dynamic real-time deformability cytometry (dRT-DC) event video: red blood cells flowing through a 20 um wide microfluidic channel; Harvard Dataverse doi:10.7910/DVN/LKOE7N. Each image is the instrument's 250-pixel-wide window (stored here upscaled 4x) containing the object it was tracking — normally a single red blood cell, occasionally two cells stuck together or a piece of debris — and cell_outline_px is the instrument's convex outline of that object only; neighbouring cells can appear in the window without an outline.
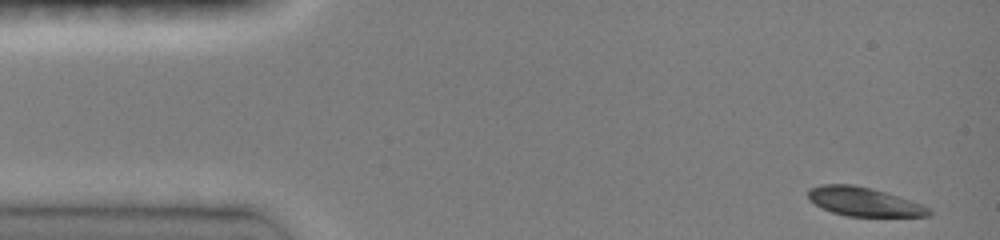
{"species": "common noctule bat (a hibernating species)", "species_latin": "Nyctalus noctula", "temperature_condition": "room temperature", "stored_images_in_passage": 8, "camera_frame_rate_fps": 3000, "um_per_image_px": 0.085, "animal": {"sex": "female", "body_mass_g": 19.0, "forearm_length_mm": 51.5}, "frame": {"image": 1, "passage_image": 1, "time_ms": 0.0, "image_size_px": [1000, 240], "cell_outline_px": [[932, 212], [928, 216], [848, 216], [832, 212], [808, 200], [808, 188], [820, 184], [852, 184], [872, 188], [920, 204], [928, 208]], "centroid_in_image_um": [73.36, 17.13], "position_along_channel_um": 11.6, "area_um2": 20.0}}
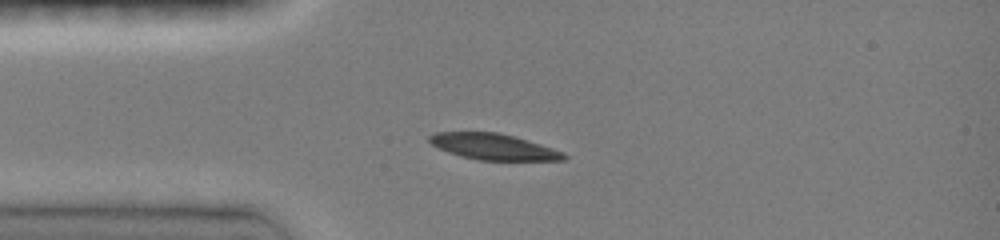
{"frame": {"image": 2, "passage_image": 7, "time_ms": 3.0, "image_size_px": [1000, 240], "cell_outline_px": [[568, 156], [564, 160], [476, 160], [460, 156], [448, 152], [432, 144], [428, 140], [428, 136], [436, 132], [496, 132], [512, 136], [540, 144], [564, 152]], "centroid_in_image_um": [41.93, 12.47], "position_along_channel_um": 43.1, "area_um2": 20.23}}